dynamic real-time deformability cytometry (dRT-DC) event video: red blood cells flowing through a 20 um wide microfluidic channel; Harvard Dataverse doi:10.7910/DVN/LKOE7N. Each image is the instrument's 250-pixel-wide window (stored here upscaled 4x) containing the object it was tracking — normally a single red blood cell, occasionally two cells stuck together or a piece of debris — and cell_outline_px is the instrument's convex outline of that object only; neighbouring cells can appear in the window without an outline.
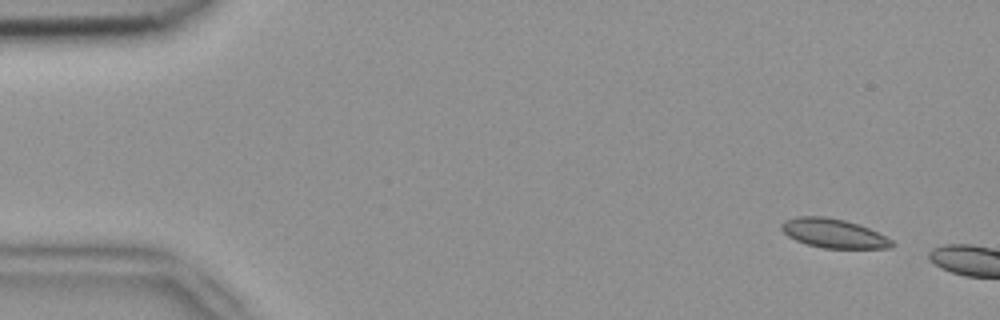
{"species": "common noctule bat (a hibernating species)", "species_latin": "Nyctalus noctula", "temperature_condition": "room temperature", "stored_images_in_passage": 4, "camera_frame_rate_fps": 3000, "um_per_image_px": 0.085, "animal": {"sex": "female", "body_mass_g": 18.4}, "frame": {"image": 1, "passage_image": 1, "time_ms": 0.0, "image_size_px": [1000, 320], "cell_outline_px": [[896, 244], [892, 248], [824, 248], [808, 244], [796, 240], [788, 236], [780, 228], [780, 224], [784, 220], [800, 216], [824, 216], [844, 220], [860, 224], [892, 240]], "centroid_in_image_um": [70.85, 19.83], "position_along_channel_um": 14.1, "area_um2": 18.67}}